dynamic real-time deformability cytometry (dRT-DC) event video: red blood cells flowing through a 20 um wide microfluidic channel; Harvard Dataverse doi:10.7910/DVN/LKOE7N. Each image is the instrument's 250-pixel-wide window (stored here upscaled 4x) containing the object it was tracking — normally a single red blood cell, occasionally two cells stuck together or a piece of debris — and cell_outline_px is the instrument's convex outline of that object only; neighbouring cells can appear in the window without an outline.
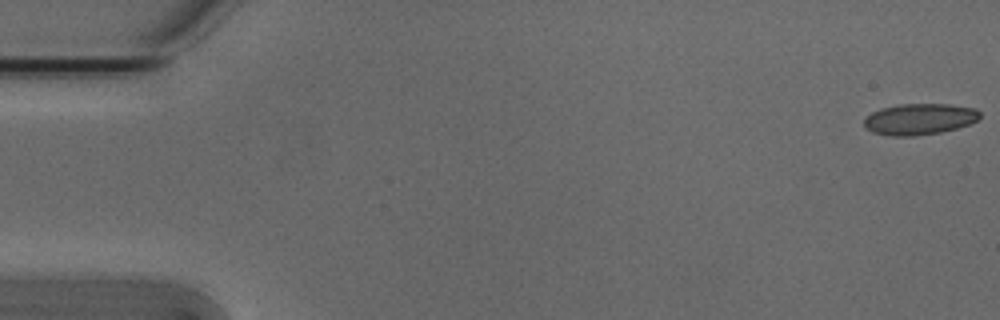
{"species": "Egyptian fruit bat (a non-hibernating species)", "species_latin": "Rousettus aegyptiacus", "temperature_condition": "cold", "stored_images_in_passage": 54, "camera_frame_rate_fps": 3000, "um_per_image_px": 0.085, "animal": {"sex": "male"}, "frame": {"image": 1, "passage_image": 1, "time_ms": 0.0, "image_size_px": [1000, 320], "cell_outline_px": [[980, 116], [976, 120], [968, 124], [956, 128], [940, 132], [912, 136], [892, 136], [872, 132], [864, 128], [864, 120], [872, 112], [880, 108], [900, 104], [948, 104], [976, 108], [980, 112]], "centroid_in_image_um": [78.13, 10.12], "position_along_channel_um": 6.9, "area_um2": 20.98}}
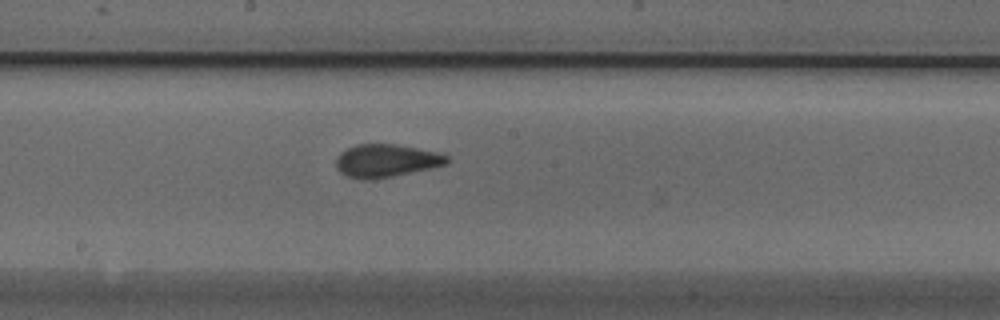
{"frame": {"image": 2, "passage_image": 29, "time_ms": 9.333, "image_size_px": [1000, 320], "cell_outline_px": [[448, 164], [392, 176], [368, 180], [364, 180], [348, 176], [340, 172], [336, 168], [336, 160], [340, 152], [356, 144], [396, 144], [436, 152], [448, 156]], "centroid_in_image_um": [32.79, 13.65], "position_along_channel_um": 215.4, "area_um2": 21.04}}
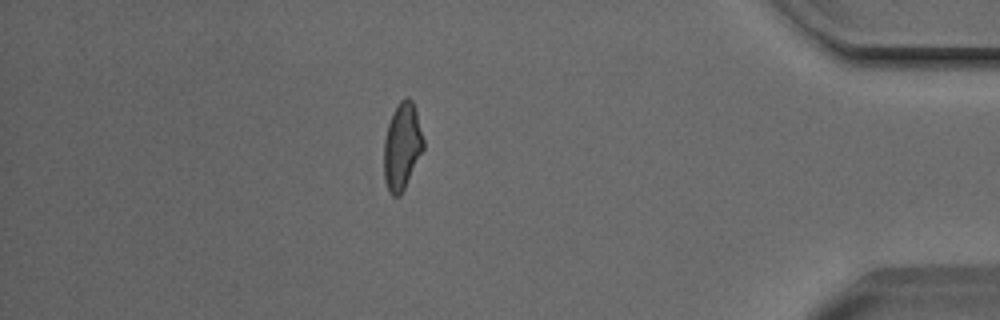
{"frame": {"image": 3, "passage_image": 47, "time_ms": 15.333, "image_size_px": [1000, 320], "cell_outline_px": [[424, 148], [400, 196], [392, 196], [388, 192], [384, 180], [384, 140], [388, 124], [392, 112], [400, 100], [404, 96], [408, 96], [412, 100], [416, 108], [424, 140]], "centroid_in_image_um": [34.17, 12.4], "position_along_channel_um": 401.0, "area_um2": 20.17}, "authors_computed_cell_mechanics": {"area_um2": 20.6924, "velocity_mm_per_s": 3.8148, "shape_relaxation_time_tau1_ms": null, "shape_relaxation_time_tau2_ms": 1.4422, "deformation_change_tau1": null, "deformation_change_tau2": 0.0727}}